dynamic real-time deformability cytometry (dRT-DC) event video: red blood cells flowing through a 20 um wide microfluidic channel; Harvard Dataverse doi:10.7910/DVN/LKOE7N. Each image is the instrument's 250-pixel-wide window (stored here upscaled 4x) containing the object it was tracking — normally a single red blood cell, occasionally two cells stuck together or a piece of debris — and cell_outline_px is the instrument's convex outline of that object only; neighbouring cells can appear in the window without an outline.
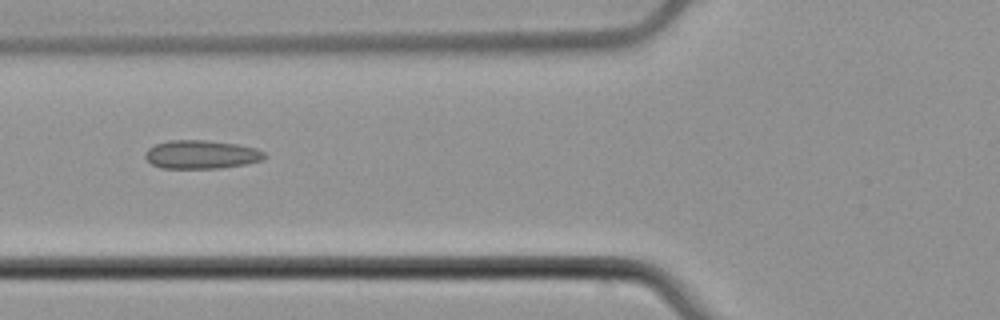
{"species": "common noctule bat (a hibernating species)", "species_latin": "Nyctalus noctula", "temperature_condition": "cold", "stored_images_in_passage": 7, "camera_frame_rate_fps": 3000, "um_per_image_px": 0.085, "animal": {"sex": "male", "body_mass_g": 21.5, "forearm_length_mm": 52.0}, "frame": {"image": 1, "passage_image": 5, "time_ms": 1.333, "image_size_px": [1000, 320], "cell_outline_px": [[268, 156], [260, 160], [244, 164], [220, 168], [160, 168], [152, 164], [144, 156], [144, 152], [148, 148], [156, 144], [168, 140], [204, 140], [236, 144], [256, 148], [264, 152]], "centroid_in_image_um": [17.08, 13.13], "position_along_channel_um": 108.7, "area_um2": 19.77}}
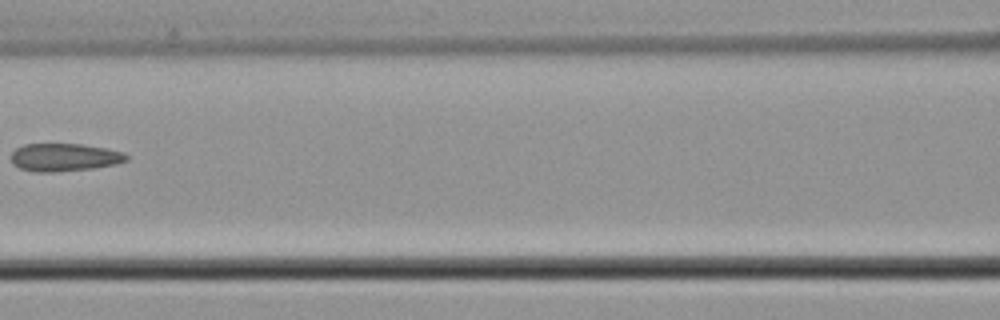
{"frame": {"image": 2, "passage_image": 6, "time_ms": 1.667, "image_size_px": [1000, 320], "cell_outline_px": [[128, 160], [116, 164], [92, 168], [52, 172], [36, 172], [20, 168], [12, 164], [12, 152], [16, 148], [24, 144], [84, 144], [108, 148], [124, 152], [128, 156]], "centroid_in_image_um": [5.49, 13.36], "position_along_channel_um": 161.1, "area_um2": 18.79}}
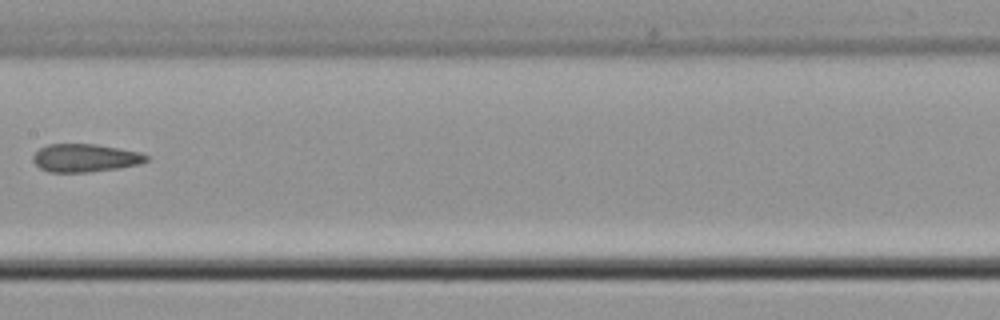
{"frame": {"image": 3, "passage_image": 7, "time_ms": 2.0, "image_size_px": [1000, 320], "cell_outline_px": [[148, 160], [140, 164], [120, 168], [88, 172], [48, 172], [40, 168], [32, 160], [32, 156], [40, 148], [48, 144], [96, 144], [140, 152], [148, 156]], "centroid_in_image_um": [7.23, 13.43], "position_along_channel_um": 200.2, "area_um2": 18.55}}